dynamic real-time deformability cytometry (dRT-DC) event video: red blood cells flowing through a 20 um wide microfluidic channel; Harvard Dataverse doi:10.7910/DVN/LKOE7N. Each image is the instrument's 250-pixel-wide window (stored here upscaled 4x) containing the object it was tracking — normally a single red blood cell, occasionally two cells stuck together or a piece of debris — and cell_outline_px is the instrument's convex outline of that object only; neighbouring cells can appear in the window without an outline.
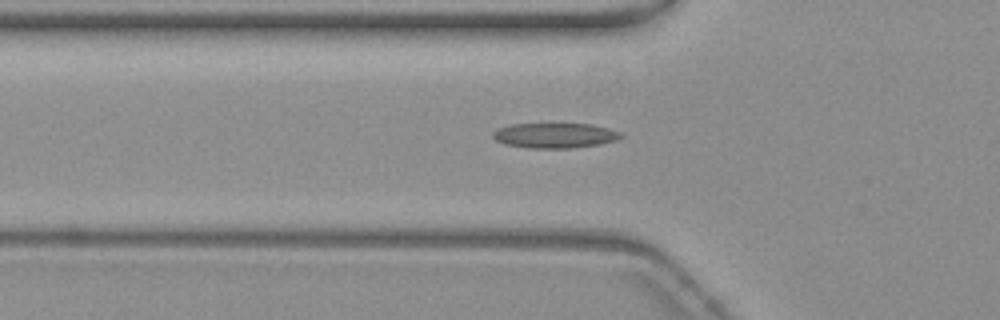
{"species": "common noctule bat (a hibernating species)", "species_latin": "Nyctalus noctula", "temperature_condition": "warm", "stored_images_in_passage": 40, "camera_frame_rate_fps": 3000, "um_per_image_px": 0.085, "animal": {"sex": "female", "body_mass_g": 19.3, "forearm_length_mm": 54.1}, "frame": {"image": 1, "passage_image": 4, "time_ms": 1.0, "image_size_px": [1000, 320], "cell_outline_px": [[624, 136], [616, 140], [600, 144], [572, 148], [528, 148], [504, 144], [496, 140], [492, 136], [492, 132], [496, 128], [508, 124], [592, 124], [608, 128], [620, 132]], "centroid_in_image_um": [47.13, 11.51], "position_along_channel_um": 78.7, "area_um2": 18.84}}
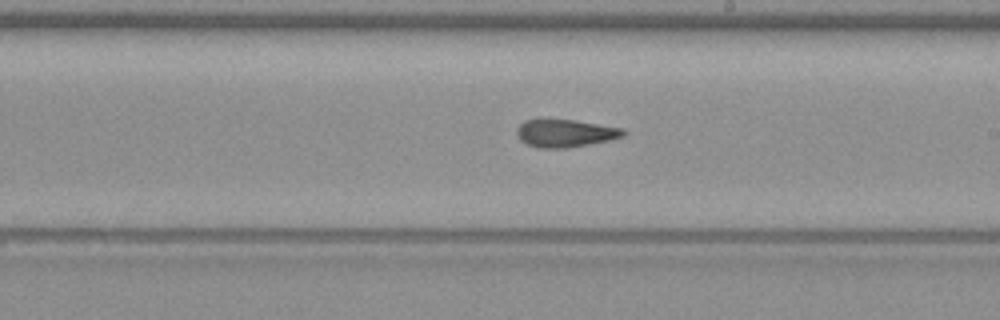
{"frame": {"image": 2, "passage_image": 17, "time_ms": 5.333, "image_size_px": [1000, 320], "cell_outline_px": [[628, 132], [624, 136], [608, 140], [568, 148], [540, 148], [528, 144], [520, 140], [516, 132], [516, 128], [524, 120], [576, 120], [624, 128]], "centroid_in_image_um": [48.07, 11.32], "position_along_channel_um": 240.9, "area_um2": 17.17}}
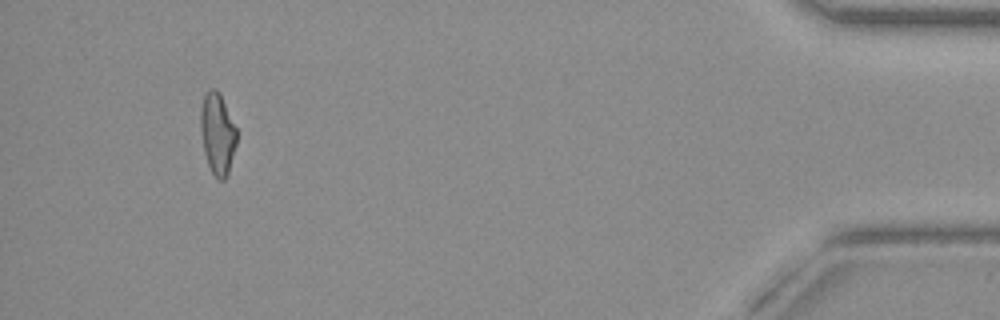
{"frame": {"image": 3, "passage_image": 37, "time_ms": 12.0, "image_size_px": [1000, 320], "cell_outline_px": [[236, 144], [228, 176], [224, 180], [220, 180], [212, 172], [208, 164], [204, 152], [200, 132], [200, 108], [204, 92], [208, 88], [216, 88], [220, 92], [236, 128]], "centroid_in_image_um": [18.46, 11.32], "position_along_channel_um": 416.7, "area_um2": 17.4}, "authors_computed_cell_mechanics": {"area_um2": 17.6868, "velocity_mm_per_s": 3.7191, "shape_relaxation_time_tau1_ms": null, "shape_relaxation_time_tau2_ms": 2.403, "deformation_change_tau1": null, "deformation_change_tau2": 0.1037}}